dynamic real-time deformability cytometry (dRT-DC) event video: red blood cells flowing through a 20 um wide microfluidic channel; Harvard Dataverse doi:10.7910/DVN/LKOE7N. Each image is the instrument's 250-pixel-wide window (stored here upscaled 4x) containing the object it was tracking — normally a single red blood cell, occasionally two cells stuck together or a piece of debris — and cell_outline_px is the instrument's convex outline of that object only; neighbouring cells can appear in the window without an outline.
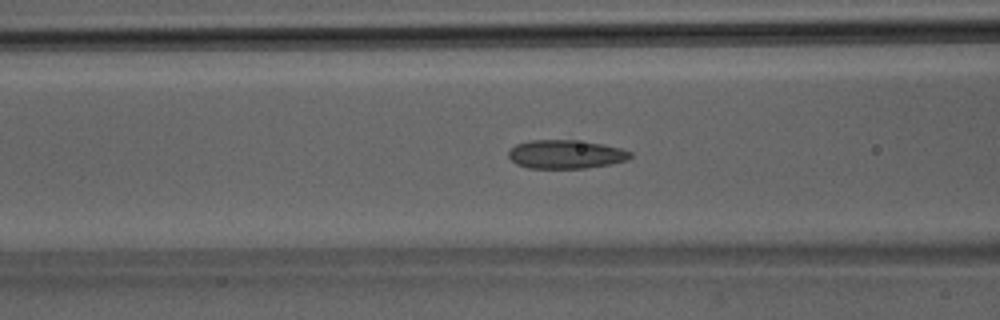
{"species": "Egyptian fruit bat (a non-hibernating species)", "species_latin": "Rousettus aegyptiacus", "temperature_condition": "room temperature", "stored_images_in_passage": 39, "camera_frame_rate_fps": 3000, "um_per_image_px": 0.085, "animal": {"sex": "male"}, "frame": {"image": 1, "passage_image": 16, "time_ms": 5.0, "image_size_px": [1000, 320], "cell_outline_px": [[632, 156], [628, 160], [612, 164], [584, 168], [528, 168], [516, 164], [508, 156], [508, 152], [516, 144], [528, 140], [576, 140], [604, 144], [620, 148], [632, 152]], "centroid_in_image_um": [48.11, 13.11], "position_along_channel_um": 118.5, "area_um2": 20.46}}
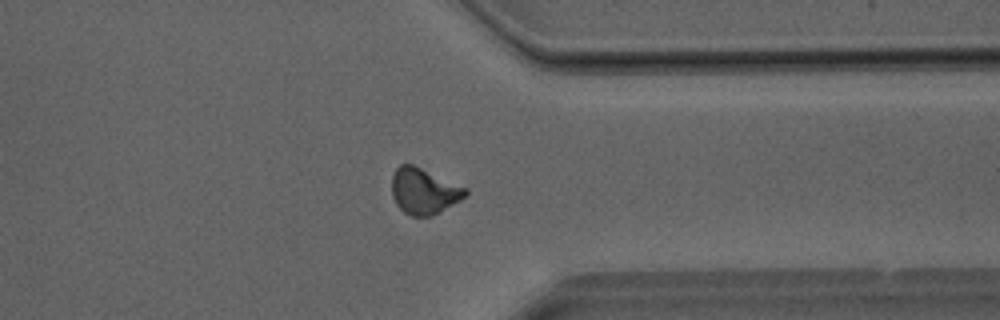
{"frame": {"image": 2, "passage_image": 31, "time_ms": 10.0, "image_size_px": [1000, 320], "cell_outline_px": [[468, 192], [460, 200], [432, 216], [412, 216], [404, 212], [396, 204], [392, 196], [392, 176], [396, 168], [400, 164], [412, 164], [468, 188]], "centroid_in_image_um": [36.02, 16.24], "position_along_channel_um": 375.4, "area_um2": 19.59}}
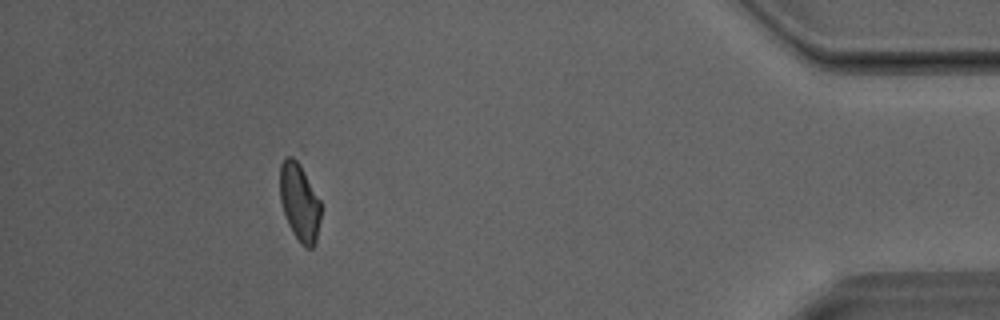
{"frame": {"image": 3, "passage_image": 36, "time_ms": 11.667, "image_size_px": [1000, 320], "cell_outline_px": [[320, 220], [316, 244], [312, 248], [304, 248], [300, 244], [292, 232], [288, 224], [280, 200], [280, 164], [284, 156], [292, 152], [300, 164], [320, 200]], "centroid_in_image_um": [25.45, 17.16], "position_along_channel_um": 409.8, "area_um2": 18.9}}